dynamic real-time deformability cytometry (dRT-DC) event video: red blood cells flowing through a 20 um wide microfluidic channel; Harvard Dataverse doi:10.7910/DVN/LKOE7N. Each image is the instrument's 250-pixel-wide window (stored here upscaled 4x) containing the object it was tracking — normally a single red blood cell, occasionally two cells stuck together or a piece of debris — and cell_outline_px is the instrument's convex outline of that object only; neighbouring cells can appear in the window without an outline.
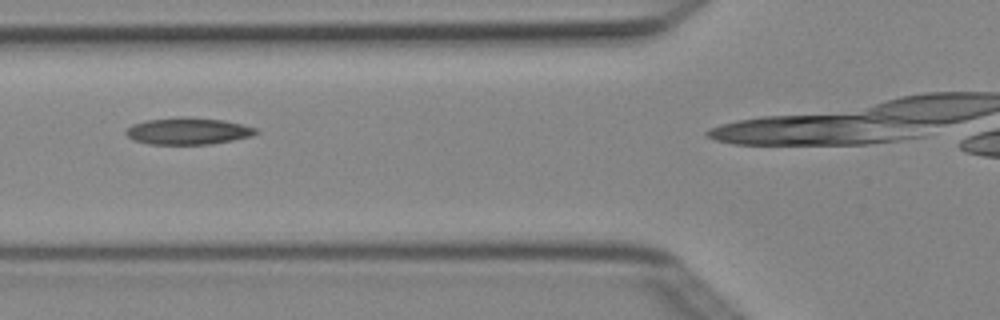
{"species": "Egyptian fruit bat (a non-hibernating species)", "species_latin": "Rousettus aegyptiacus", "temperature_condition": "cold", "stored_images_in_passage": 8, "camera_frame_rate_fps": 3000, "um_per_image_px": 0.085, "animal": {"sex": "female"}, "frame": {"image": 1, "passage_image": 7, "time_ms": 2.0, "image_size_px": [1000, 320], "cell_outline_px": [[260, 132], [252, 136], [212, 144], [148, 144], [132, 140], [124, 132], [132, 124], [148, 120], [180, 116], [184, 116], [224, 120], [256, 128]], "centroid_in_image_um": [15.97, 11.14], "position_along_channel_um": 109.8, "area_um2": 20.4}}